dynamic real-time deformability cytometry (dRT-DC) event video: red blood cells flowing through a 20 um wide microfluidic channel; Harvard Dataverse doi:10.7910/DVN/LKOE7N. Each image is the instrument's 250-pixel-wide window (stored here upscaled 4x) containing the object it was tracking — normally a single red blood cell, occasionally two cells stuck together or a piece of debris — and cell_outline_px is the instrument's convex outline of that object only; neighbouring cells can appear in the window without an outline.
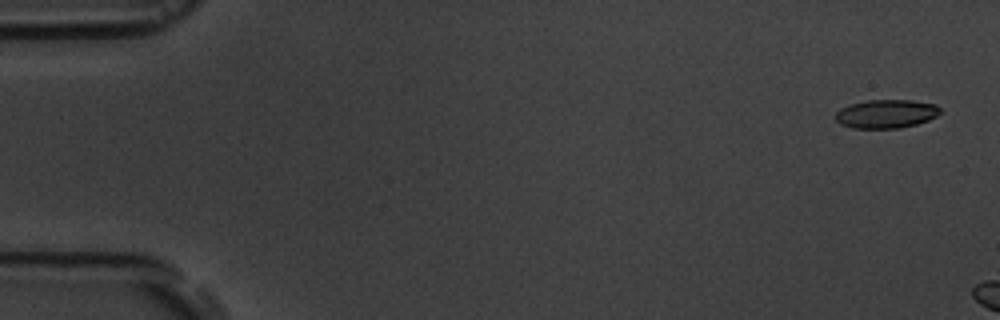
{"species": "common noctule bat (a hibernating species)", "species_latin": "Nyctalus noctula", "temperature_condition": "room temperature", "stored_images_in_passage": 4, "camera_frame_rate_fps": 3000, "um_per_image_px": 0.085, "animal": {"sex": "male", "body_mass_g": 19.5, "forearm_length_mm": 54.6}, "frame": {"image": 1, "passage_image": 1, "time_ms": 0.0, "image_size_px": [1000, 320], "cell_outline_px": [[940, 112], [936, 116], [928, 120], [916, 124], [896, 128], [852, 128], [840, 124], [836, 120], [836, 112], [840, 108], [848, 104], [868, 100], [912, 100], [936, 104], [940, 108]], "centroid_in_image_um": [75.3, 9.67], "position_along_channel_um": 9.7, "area_um2": 17.46}}